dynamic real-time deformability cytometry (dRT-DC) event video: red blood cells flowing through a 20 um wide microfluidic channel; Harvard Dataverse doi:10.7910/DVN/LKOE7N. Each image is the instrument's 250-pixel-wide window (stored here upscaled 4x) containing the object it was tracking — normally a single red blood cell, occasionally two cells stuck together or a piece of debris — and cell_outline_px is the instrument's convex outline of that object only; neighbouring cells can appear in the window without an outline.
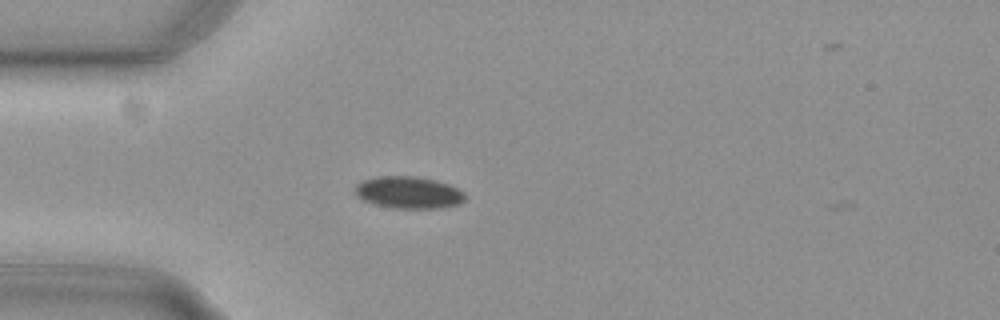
{"species": "common noctule bat (a hibernating species)", "species_latin": "Nyctalus noctula", "temperature_condition": "cold", "stored_images_in_passage": 39, "camera_frame_rate_fps": 3000, "um_per_image_px": 0.085, "animal": {"sex": "female", "body_mass_g": 29.2, "forearm_length_mm": 56.3}, "frame": {"image": 1, "passage_image": 2, "time_ms": 0.333, "image_size_px": [1000, 320], "cell_outline_px": [[468, 196], [460, 204], [444, 208], [392, 208], [376, 204], [364, 200], [356, 196], [356, 184], [364, 180], [376, 176], [416, 176], [436, 180], [448, 184], [464, 192]], "centroid_in_image_um": [34.77, 16.36], "position_along_channel_um": 50.2, "area_um2": 20.63}}
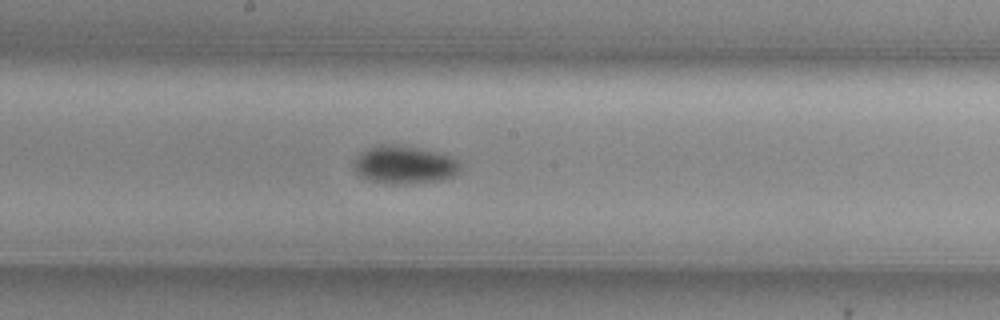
{"frame": {"image": 2, "passage_image": 16, "time_ms": 5.0, "image_size_px": [1000, 320], "cell_outline_px": [[460, 168], [452, 176], [440, 180], [412, 184], [388, 184], [368, 180], [360, 176], [352, 168], [360, 152], [380, 144], [396, 144], [436, 152], [448, 156], [456, 160], [460, 164]], "centroid_in_image_um": [34.32, 14.02], "position_along_channel_um": 213.9, "area_um2": 23.41}}
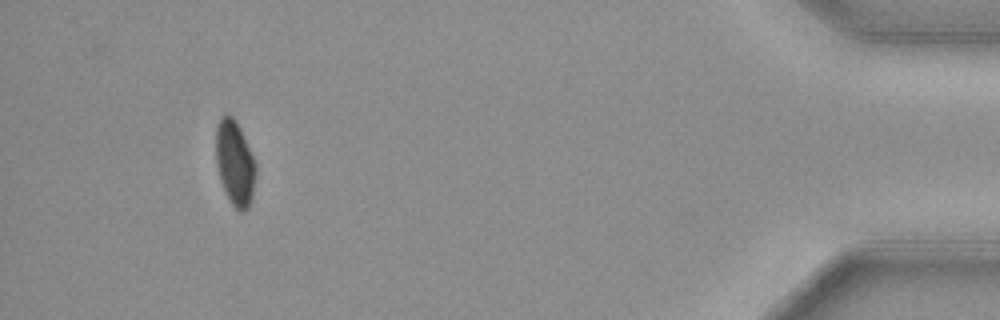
{"frame": {"image": 3, "passage_image": 38, "time_ms": 12.333, "image_size_px": [1000, 320], "cell_outline_px": [[256, 172], [252, 200], [248, 208], [244, 212], [240, 212], [232, 204], [220, 180], [216, 164], [216, 128], [220, 116], [232, 116], [236, 120], [240, 128], [256, 164]], "centroid_in_image_um": [19.97, 13.87], "position_along_channel_um": 415.2, "area_um2": 19.65}}